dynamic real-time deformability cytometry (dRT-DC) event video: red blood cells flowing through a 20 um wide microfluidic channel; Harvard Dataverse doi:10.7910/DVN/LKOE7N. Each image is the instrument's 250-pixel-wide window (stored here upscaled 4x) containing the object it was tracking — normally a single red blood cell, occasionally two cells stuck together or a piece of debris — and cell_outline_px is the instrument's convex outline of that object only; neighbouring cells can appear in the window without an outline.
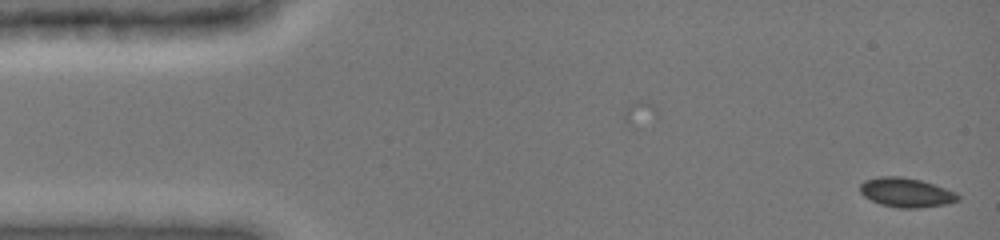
{"species": "common noctule bat (a hibernating species)", "species_latin": "Nyctalus noctula", "temperature_condition": "cold", "stored_images_in_passage": 4, "camera_frame_rate_fps": 3000, "um_per_image_px": 0.085, "animal": {"sex": "female", "body_mass_g": 19.0, "forearm_length_mm": 51.5}, "frame": {"image": 1, "passage_image": 4, "time_ms": 1.0, "image_size_px": [1000, 240], "cell_outline_px": [[960, 200], [944, 204], [916, 208], [900, 208], [880, 204], [864, 196], [860, 192], [860, 184], [864, 180], [884, 176], [896, 176], [920, 180], [956, 192], [960, 196]], "centroid_in_image_um": [77.01, 16.36], "position_along_channel_um": 8.0, "area_um2": 16.47}}